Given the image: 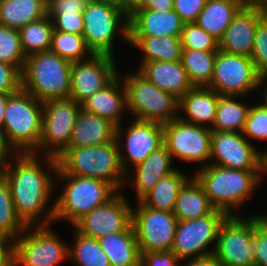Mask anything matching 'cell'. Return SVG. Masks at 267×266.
<instances>
[{
    "mask_svg": "<svg viewBox=\"0 0 267 266\" xmlns=\"http://www.w3.org/2000/svg\"><path fill=\"white\" fill-rule=\"evenodd\" d=\"M173 163L171 154L163 145L153 151L142 163L129 169L125 175V185L132 184L130 187L135 188L136 200L139 201L153 189L161 178L177 169V167L174 168Z\"/></svg>",
    "mask_w": 267,
    "mask_h": 266,
    "instance_id": "7402d4cb",
    "label": "cell"
},
{
    "mask_svg": "<svg viewBox=\"0 0 267 266\" xmlns=\"http://www.w3.org/2000/svg\"><path fill=\"white\" fill-rule=\"evenodd\" d=\"M222 266H254V215H230L218 230L213 252Z\"/></svg>",
    "mask_w": 267,
    "mask_h": 266,
    "instance_id": "7c38bea8",
    "label": "cell"
},
{
    "mask_svg": "<svg viewBox=\"0 0 267 266\" xmlns=\"http://www.w3.org/2000/svg\"><path fill=\"white\" fill-rule=\"evenodd\" d=\"M57 160L58 167L67 175L103 180L117 192L125 187L126 174L120 164L116 139L97 146L68 147Z\"/></svg>",
    "mask_w": 267,
    "mask_h": 266,
    "instance_id": "3957f363",
    "label": "cell"
},
{
    "mask_svg": "<svg viewBox=\"0 0 267 266\" xmlns=\"http://www.w3.org/2000/svg\"><path fill=\"white\" fill-rule=\"evenodd\" d=\"M217 51L182 49L181 62L194 87H208L212 81Z\"/></svg>",
    "mask_w": 267,
    "mask_h": 266,
    "instance_id": "836d02e7",
    "label": "cell"
},
{
    "mask_svg": "<svg viewBox=\"0 0 267 266\" xmlns=\"http://www.w3.org/2000/svg\"><path fill=\"white\" fill-rule=\"evenodd\" d=\"M182 49L218 51L219 40L200 28L196 22L185 23L181 33Z\"/></svg>",
    "mask_w": 267,
    "mask_h": 266,
    "instance_id": "ab89813d",
    "label": "cell"
},
{
    "mask_svg": "<svg viewBox=\"0 0 267 266\" xmlns=\"http://www.w3.org/2000/svg\"><path fill=\"white\" fill-rule=\"evenodd\" d=\"M164 146L174 158L189 163L202 164L200 168L210 163V143L212 130L210 128L186 123L179 118L163 124Z\"/></svg>",
    "mask_w": 267,
    "mask_h": 266,
    "instance_id": "5bb4252c",
    "label": "cell"
},
{
    "mask_svg": "<svg viewBox=\"0 0 267 266\" xmlns=\"http://www.w3.org/2000/svg\"><path fill=\"white\" fill-rule=\"evenodd\" d=\"M264 11L267 10V0H259L257 3Z\"/></svg>",
    "mask_w": 267,
    "mask_h": 266,
    "instance_id": "680465c9",
    "label": "cell"
},
{
    "mask_svg": "<svg viewBox=\"0 0 267 266\" xmlns=\"http://www.w3.org/2000/svg\"><path fill=\"white\" fill-rule=\"evenodd\" d=\"M184 266H222L214 253L186 259Z\"/></svg>",
    "mask_w": 267,
    "mask_h": 266,
    "instance_id": "816d5d0a",
    "label": "cell"
},
{
    "mask_svg": "<svg viewBox=\"0 0 267 266\" xmlns=\"http://www.w3.org/2000/svg\"><path fill=\"white\" fill-rule=\"evenodd\" d=\"M0 266H13V242L0 235Z\"/></svg>",
    "mask_w": 267,
    "mask_h": 266,
    "instance_id": "f907efd6",
    "label": "cell"
},
{
    "mask_svg": "<svg viewBox=\"0 0 267 266\" xmlns=\"http://www.w3.org/2000/svg\"><path fill=\"white\" fill-rule=\"evenodd\" d=\"M50 51L70 62L87 59L93 54L86 46L83 35L56 31L54 29L51 35Z\"/></svg>",
    "mask_w": 267,
    "mask_h": 266,
    "instance_id": "8d00e7d4",
    "label": "cell"
},
{
    "mask_svg": "<svg viewBox=\"0 0 267 266\" xmlns=\"http://www.w3.org/2000/svg\"><path fill=\"white\" fill-rule=\"evenodd\" d=\"M242 134L247 139L267 142V106L262 101L251 105Z\"/></svg>",
    "mask_w": 267,
    "mask_h": 266,
    "instance_id": "60d3db41",
    "label": "cell"
},
{
    "mask_svg": "<svg viewBox=\"0 0 267 266\" xmlns=\"http://www.w3.org/2000/svg\"><path fill=\"white\" fill-rule=\"evenodd\" d=\"M193 174L203 186L211 205L228 216L252 198L267 170H237L216 165L199 168ZM236 210V211H235Z\"/></svg>",
    "mask_w": 267,
    "mask_h": 266,
    "instance_id": "7a4b0ae2",
    "label": "cell"
},
{
    "mask_svg": "<svg viewBox=\"0 0 267 266\" xmlns=\"http://www.w3.org/2000/svg\"><path fill=\"white\" fill-rule=\"evenodd\" d=\"M260 87L262 90L264 88V90H263L264 92L261 93V95H263V96H262L260 101H262L267 106V75L261 77Z\"/></svg>",
    "mask_w": 267,
    "mask_h": 266,
    "instance_id": "11a10c76",
    "label": "cell"
},
{
    "mask_svg": "<svg viewBox=\"0 0 267 266\" xmlns=\"http://www.w3.org/2000/svg\"><path fill=\"white\" fill-rule=\"evenodd\" d=\"M6 103H7V95L0 93V130H2L3 126Z\"/></svg>",
    "mask_w": 267,
    "mask_h": 266,
    "instance_id": "db71d44e",
    "label": "cell"
},
{
    "mask_svg": "<svg viewBox=\"0 0 267 266\" xmlns=\"http://www.w3.org/2000/svg\"><path fill=\"white\" fill-rule=\"evenodd\" d=\"M130 47L142 51L139 68L151 61H180L182 45L180 37L172 36H128Z\"/></svg>",
    "mask_w": 267,
    "mask_h": 266,
    "instance_id": "4316f807",
    "label": "cell"
},
{
    "mask_svg": "<svg viewBox=\"0 0 267 266\" xmlns=\"http://www.w3.org/2000/svg\"><path fill=\"white\" fill-rule=\"evenodd\" d=\"M122 192H117L104 205L85 214L72 226L82 235L99 239L132 227V204Z\"/></svg>",
    "mask_w": 267,
    "mask_h": 266,
    "instance_id": "ac0fdd59",
    "label": "cell"
},
{
    "mask_svg": "<svg viewBox=\"0 0 267 266\" xmlns=\"http://www.w3.org/2000/svg\"><path fill=\"white\" fill-rule=\"evenodd\" d=\"M137 70L159 89L178 100L194 87L181 60L146 62Z\"/></svg>",
    "mask_w": 267,
    "mask_h": 266,
    "instance_id": "d4e9b609",
    "label": "cell"
},
{
    "mask_svg": "<svg viewBox=\"0 0 267 266\" xmlns=\"http://www.w3.org/2000/svg\"><path fill=\"white\" fill-rule=\"evenodd\" d=\"M261 76L251 57L218 50L214 61L212 81L208 88L220 96L247 97L260 89ZM257 90V91H256Z\"/></svg>",
    "mask_w": 267,
    "mask_h": 266,
    "instance_id": "8fae6325",
    "label": "cell"
},
{
    "mask_svg": "<svg viewBox=\"0 0 267 266\" xmlns=\"http://www.w3.org/2000/svg\"><path fill=\"white\" fill-rule=\"evenodd\" d=\"M219 97L216 91L208 87H193L179 99L178 118L186 123L211 129L216 118Z\"/></svg>",
    "mask_w": 267,
    "mask_h": 266,
    "instance_id": "cb8c5ba5",
    "label": "cell"
},
{
    "mask_svg": "<svg viewBox=\"0 0 267 266\" xmlns=\"http://www.w3.org/2000/svg\"><path fill=\"white\" fill-rule=\"evenodd\" d=\"M255 215L258 218L259 223L267 230V214H266V216H264L262 214L260 215L259 213L255 214Z\"/></svg>",
    "mask_w": 267,
    "mask_h": 266,
    "instance_id": "9f6ffc18",
    "label": "cell"
},
{
    "mask_svg": "<svg viewBox=\"0 0 267 266\" xmlns=\"http://www.w3.org/2000/svg\"><path fill=\"white\" fill-rule=\"evenodd\" d=\"M63 181V182H62ZM64 184L55 199L54 223L68 221L74 224L82 216L96 207L104 205L117 191L107 182L89 177L67 175L59 167L55 177V187Z\"/></svg>",
    "mask_w": 267,
    "mask_h": 266,
    "instance_id": "5b68a950",
    "label": "cell"
},
{
    "mask_svg": "<svg viewBox=\"0 0 267 266\" xmlns=\"http://www.w3.org/2000/svg\"><path fill=\"white\" fill-rule=\"evenodd\" d=\"M227 216L224 211L214 209L200 218L178 220L171 250L184 261L213 253L219 227Z\"/></svg>",
    "mask_w": 267,
    "mask_h": 266,
    "instance_id": "4fadbf2b",
    "label": "cell"
},
{
    "mask_svg": "<svg viewBox=\"0 0 267 266\" xmlns=\"http://www.w3.org/2000/svg\"><path fill=\"white\" fill-rule=\"evenodd\" d=\"M254 266H267V230L254 214Z\"/></svg>",
    "mask_w": 267,
    "mask_h": 266,
    "instance_id": "bcb514c9",
    "label": "cell"
},
{
    "mask_svg": "<svg viewBox=\"0 0 267 266\" xmlns=\"http://www.w3.org/2000/svg\"><path fill=\"white\" fill-rule=\"evenodd\" d=\"M43 102L22 88L7 95L2 133L14 153H36L42 131Z\"/></svg>",
    "mask_w": 267,
    "mask_h": 266,
    "instance_id": "277c9868",
    "label": "cell"
},
{
    "mask_svg": "<svg viewBox=\"0 0 267 266\" xmlns=\"http://www.w3.org/2000/svg\"><path fill=\"white\" fill-rule=\"evenodd\" d=\"M115 59L106 54H92L87 59L72 62L69 98L81 104L106 86L119 72Z\"/></svg>",
    "mask_w": 267,
    "mask_h": 266,
    "instance_id": "d6986e66",
    "label": "cell"
},
{
    "mask_svg": "<svg viewBox=\"0 0 267 266\" xmlns=\"http://www.w3.org/2000/svg\"><path fill=\"white\" fill-rule=\"evenodd\" d=\"M121 78L126 87L127 112L135 120L165 124L178 118L179 100L159 89L138 70Z\"/></svg>",
    "mask_w": 267,
    "mask_h": 266,
    "instance_id": "ba28073f",
    "label": "cell"
},
{
    "mask_svg": "<svg viewBox=\"0 0 267 266\" xmlns=\"http://www.w3.org/2000/svg\"><path fill=\"white\" fill-rule=\"evenodd\" d=\"M246 4H256L259 0H243Z\"/></svg>",
    "mask_w": 267,
    "mask_h": 266,
    "instance_id": "91938a15",
    "label": "cell"
},
{
    "mask_svg": "<svg viewBox=\"0 0 267 266\" xmlns=\"http://www.w3.org/2000/svg\"><path fill=\"white\" fill-rule=\"evenodd\" d=\"M50 226H27L23 230L13 241V266H59L69 259V243Z\"/></svg>",
    "mask_w": 267,
    "mask_h": 266,
    "instance_id": "9c48e42d",
    "label": "cell"
},
{
    "mask_svg": "<svg viewBox=\"0 0 267 266\" xmlns=\"http://www.w3.org/2000/svg\"><path fill=\"white\" fill-rule=\"evenodd\" d=\"M243 97L220 96L211 130L242 133L251 105L239 101Z\"/></svg>",
    "mask_w": 267,
    "mask_h": 266,
    "instance_id": "d6a6232c",
    "label": "cell"
},
{
    "mask_svg": "<svg viewBox=\"0 0 267 266\" xmlns=\"http://www.w3.org/2000/svg\"><path fill=\"white\" fill-rule=\"evenodd\" d=\"M120 72L102 89L81 103V108L113 123L116 127L124 123L127 111V93Z\"/></svg>",
    "mask_w": 267,
    "mask_h": 266,
    "instance_id": "44dd1931",
    "label": "cell"
},
{
    "mask_svg": "<svg viewBox=\"0 0 267 266\" xmlns=\"http://www.w3.org/2000/svg\"><path fill=\"white\" fill-rule=\"evenodd\" d=\"M74 233V243L69 246V261L72 260L76 266H111L98 239L82 235L76 230Z\"/></svg>",
    "mask_w": 267,
    "mask_h": 266,
    "instance_id": "d590c367",
    "label": "cell"
},
{
    "mask_svg": "<svg viewBox=\"0 0 267 266\" xmlns=\"http://www.w3.org/2000/svg\"><path fill=\"white\" fill-rule=\"evenodd\" d=\"M257 148L242 133L212 130L209 164L237 170H267L265 150Z\"/></svg>",
    "mask_w": 267,
    "mask_h": 266,
    "instance_id": "2e32d148",
    "label": "cell"
},
{
    "mask_svg": "<svg viewBox=\"0 0 267 266\" xmlns=\"http://www.w3.org/2000/svg\"><path fill=\"white\" fill-rule=\"evenodd\" d=\"M89 0H49L47 14H83Z\"/></svg>",
    "mask_w": 267,
    "mask_h": 266,
    "instance_id": "c3c4849f",
    "label": "cell"
},
{
    "mask_svg": "<svg viewBox=\"0 0 267 266\" xmlns=\"http://www.w3.org/2000/svg\"><path fill=\"white\" fill-rule=\"evenodd\" d=\"M214 209L203 186L192 176L179 191L173 213L178 220H191L206 216Z\"/></svg>",
    "mask_w": 267,
    "mask_h": 266,
    "instance_id": "f546056e",
    "label": "cell"
},
{
    "mask_svg": "<svg viewBox=\"0 0 267 266\" xmlns=\"http://www.w3.org/2000/svg\"><path fill=\"white\" fill-rule=\"evenodd\" d=\"M47 15L44 0H0V25L21 29Z\"/></svg>",
    "mask_w": 267,
    "mask_h": 266,
    "instance_id": "4dcf8cb0",
    "label": "cell"
},
{
    "mask_svg": "<svg viewBox=\"0 0 267 266\" xmlns=\"http://www.w3.org/2000/svg\"><path fill=\"white\" fill-rule=\"evenodd\" d=\"M71 67L50 50L30 55L21 73L22 89L41 102L69 98Z\"/></svg>",
    "mask_w": 267,
    "mask_h": 266,
    "instance_id": "52a82bcc",
    "label": "cell"
},
{
    "mask_svg": "<svg viewBox=\"0 0 267 266\" xmlns=\"http://www.w3.org/2000/svg\"><path fill=\"white\" fill-rule=\"evenodd\" d=\"M265 155H266V168H267V150H265Z\"/></svg>",
    "mask_w": 267,
    "mask_h": 266,
    "instance_id": "6125c7cd",
    "label": "cell"
},
{
    "mask_svg": "<svg viewBox=\"0 0 267 266\" xmlns=\"http://www.w3.org/2000/svg\"><path fill=\"white\" fill-rule=\"evenodd\" d=\"M265 11L257 4H245L219 40V50L251 57L255 32Z\"/></svg>",
    "mask_w": 267,
    "mask_h": 266,
    "instance_id": "ffe728a7",
    "label": "cell"
},
{
    "mask_svg": "<svg viewBox=\"0 0 267 266\" xmlns=\"http://www.w3.org/2000/svg\"><path fill=\"white\" fill-rule=\"evenodd\" d=\"M251 59L254 62L259 75H267V16L265 15L258 23Z\"/></svg>",
    "mask_w": 267,
    "mask_h": 266,
    "instance_id": "b9f144b4",
    "label": "cell"
},
{
    "mask_svg": "<svg viewBox=\"0 0 267 266\" xmlns=\"http://www.w3.org/2000/svg\"><path fill=\"white\" fill-rule=\"evenodd\" d=\"M14 155L12 149L8 146L2 130H0V170L9 162L10 157Z\"/></svg>",
    "mask_w": 267,
    "mask_h": 266,
    "instance_id": "f5cc1de1",
    "label": "cell"
},
{
    "mask_svg": "<svg viewBox=\"0 0 267 266\" xmlns=\"http://www.w3.org/2000/svg\"><path fill=\"white\" fill-rule=\"evenodd\" d=\"M25 228L15 212L9 184L0 174V235L13 242Z\"/></svg>",
    "mask_w": 267,
    "mask_h": 266,
    "instance_id": "74e56055",
    "label": "cell"
},
{
    "mask_svg": "<svg viewBox=\"0 0 267 266\" xmlns=\"http://www.w3.org/2000/svg\"><path fill=\"white\" fill-rule=\"evenodd\" d=\"M18 31L21 47L26 57L50 50L53 22L47 15Z\"/></svg>",
    "mask_w": 267,
    "mask_h": 266,
    "instance_id": "e575fe53",
    "label": "cell"
},
{
    "mask_svg": "<svg viewBox=\"0 0 267 266\" xmlns=\"http://www.w3.org/2000/svg\"><path fill=\"white\" fill-rule=\"evenodd\" d=\"M21 88V72L15 66L0 62V93L10 95Z\"/></svg>",
    "mask_w": 267,
    "mask_h": 266,
    "instance_id": "ee69618b",
    "label": "cell"
},
{
    "mask_svg": "<svg viewBox=\"0 0 267 266\" xmlns=\"http://www.w3.org/2000/svg\"><path fill=\"white\" fill-rule=\"evenodd\" d=\"M136 0H117L118 4H124L126 5L128 8L134 4Z\"/></svg>",
    "mask_w": 267,
    "mask_h": 266,
    "instance_id": "6f0895ef",
    "label": "cell"
},
{
    "mask_svg": "<svg viewBox=\"0 0 267 266\" xmlns=\"http://www.w3.org/2000/svg\"><path fill=\"white\" fill-rule=\"evenodd\" d=\"M116 126L110 121L80 109L68 147L97 146L115 140Z\"/></svg>",
    "mask_w": 267,
    "mask_h": 266,
    "instance_id": "484cf974",
    "label": "cell"
},
{
    "mask_svg": "<svg viewBox=\"0 0 267 266\" xmlns=\"http://www.w3.org/2000/svg\"><path fill=\"white\" fill-rule=\"evenodd\" d=\"M122 127L123 124L116 127L115 139L119 147L120 164L126 174L129 168L142 163L164 145V129L161 123L135 119L125 129Z\"/></svg>",
    "mask_w": 267,
    "mask_h": 266,
    "instance_id": "e0dca14e",
    "label": "cell"
},
{
    "mask_svg": "<svg viewBox=\"0 0 267 266\" xmlns=\"http://www.w3.org/2000/svg\"><path fill=\"white\" fill-rule=\"evenodd\" d=\"M100 1H109V2H113V3H117V0H100Z\"/></svg>",
    "mask_w": 267,
    "mask_h": 266,
    "instance_id": "94428289",
    "label": "cell"
},
{
    "mask_svg": "<svg viewBox=\"0 0 267 266\" xmlns=\"http://www.w3.org/2000/svg\"><path fill=\"white\" fill-rule=\"evenodd\" d=\"M47 16L53 22L54 30L83 35V14H47Z\"/></svg>",
    "mask_w": 267,
    "mask_h": 266,
    "instance_id": "7bdbcfd3",
    "label": "cell"
},
{
    "mask_svg": "<svg viewBox=\"0 0 267 266\" xmlns=\"http://www.w3.org/2000/svg\"><path fill=\"white\" fill-rule=\"evenodd\" d=\"M83 20V37L93 54L115 56L114 42L118 35L128 44L129 8L126 5L89 0L83 11Z\"/></svg>",
    "mask_w": 267,
    "mask_h": 266,
    "instance_id": "8992f818",
    "label": "cell"
},
{
    "mask_svg": "<svg viewBox=\"0 0 267 266\" xmlns=\"http://www.w3.org/2000/svg\"><path fill=\"white\" fill-rule=\"evenodd\" d=\"M80 109L81 104L71 98L43 102L42 131L37 150L41 153L35 154L57 159L70 144L72 130Z\"/></svg>",
    "mask_w": 267,
    "mask_h": 266,
    "instance_id": "30bf717a",
    "label": "cell"
},
{
    "mask_svg": "<svg viewBox=\"0 0 267 266\" xmlns=\"http://www.w3.org/2000/svg\"><path fill=\"white\" fill-rule=\"evenodd\" d=\"M191 177L185 175L180 169H176L161 178L139 201L144 206L153 209L173 212L179 191Z\"/></svg>",
    "mask_w": 267,
    "mask_h": 266,
    "instance_id": "1f68e13d",
    "label": "cell"
},
{
    "mask_svg": "<svg viewBox=\"0 0 267 266\" xmlns=\"http://www.w3.org/2000/svg\"><path fill=\"white\" fill-rule=\"evenodd\" d=\"M135 207L132 226L140 253L171 250L178 223L174 213L144 206L140 201Z\"/></svg>",
    "mask_w": 267,
    "mask_h": 266,
    "instance_id": "9a60e30c",
    "label": "cell"
},
{
    "mask_svg": "<svg viewBox=\"0 0 267 266\" xmlns=\"http://www.w3.org/2000/svg\"><path fill=\"white\" fill-rule=\"evenodd\" d=\"M207 0H174L173 10L185 23L196 22Z\"/></svg>",
    "mask_w": 267,
    "mask_h": 266,
    "instance_id": "f6af8a7d",
    "label": "cell"
},
{
    "mask_svg": "<svg viewBox=\"0 0 267 266\" xmlns=\"http://www.w3.org/2000/svg\"><path fill=\"white\" fill-rule=\"evenodd\" d=\"M25 60L19 31L0 25V62L15 66L22 73Z\"/></svg>",
    "mask_w": 267,
    "mask_h": 266,
    "instance_id": "f35d334b",
    "label": "cell"
},
{
    "mask_svg": "<svg viewBox=\"0 0 267 266\" xmlns=\"http://www.w3.org/2000/svg\"><path fill=\"white\" fill-rule=\"evenodd\" d=\"M111 266H140L141 253L133 226L98 239Z\"/></svg>",
    "mask_w": 267,
    "mask_h": 266,
    "instance_id": "f1b7e54d",
    "label": "cell"
},
{
    "mask_svg": "<svg viewBox=\"0 0 267 266\" xmlns=\"http://www.w3.org/2000/svg\"><path fill=\"white\" fill-rule=\"evenodd\" d=\"M246 3L243 0H207L197 25L220 40L235 15Z\"/></svg>",
    "mask_w": 267,
    "mask_h": 266,
    "instance_id": "83f0119b",
    "label": "cell"
},
{
    "mask_svg": "<svg viewBox=\"0 0 267 266\" xmlns=\"http://www.w3.org/2000/svg\"><path fill=\"white\" fill-rule=\"evenodd\" d=\"M184 24L174 10H129L128 36L181 37Z\"/></svg>",
    "mask_w": 267,
    "mask_h": 266,
    "instance_id": "603a6c76",
    "label": "cell"
},
{
    "mask_svg": "<svg viewBox=\"0 0 267 266\" xmlns=\"http://www.w3.org/2000/svg\"><path fill=\"white\" fill-rule=\"evenodd\" d=\"M38 156L35 153H14L0 170L9 184L15 212L26 227L54 223L55 201L52 205L49 202L56 191L58 160L51 156Z\"/></svg>",
    "mask_w": 267,
    "mask_h": 266,
    "instance_id": "6da1fadb",
    "label": "cell"
},
{
    "mask_svg": "<svg viewBox=\"0 0 267 266\" xmlns=\"http://www.w3.org/2000/svg\"><path fill=\"white\" fill-rule=\"evenodd\" d=\"M129 10L167 12L173 10V0H136Z\"/></svg>",
    "mask_w": 267,
    "mask_h": 266,
    "instance_id": "681fc988",
    "label": "cell"
},
{
    "mask_svg": "<svg viewBox=\"0 0 267 266\" xmlns=\"http://www.w3.org/2000/svg\"><path fill=\"white\" fill-rule=\"evenodd\" d=\"M182 261L172 250L156 251L141 253L140 266H179Z\"/></svg>",
    "mask_w": 267,
    "mask_h": 266,
    "instance_id": "7dc6e473",
    "label": "cell"
}]
</instances>
